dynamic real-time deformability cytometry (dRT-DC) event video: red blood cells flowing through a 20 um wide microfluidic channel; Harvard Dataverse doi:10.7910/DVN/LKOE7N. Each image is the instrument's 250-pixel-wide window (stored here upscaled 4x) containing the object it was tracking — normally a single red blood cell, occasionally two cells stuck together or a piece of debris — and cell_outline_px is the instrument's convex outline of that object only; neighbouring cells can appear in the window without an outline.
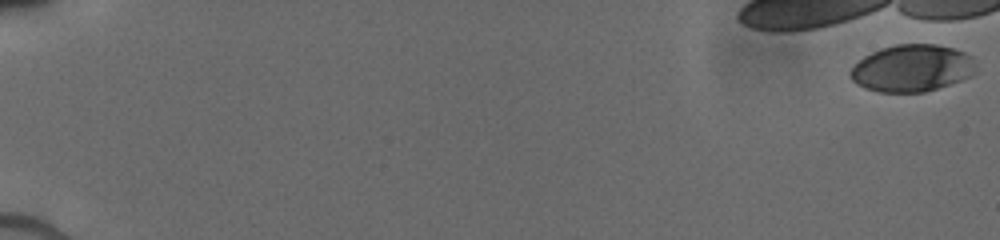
{"species": "human", "species_latin": "Homo sapiens", "temperature_condition": "cold", "stored_images_in_passage": 2, "camera_frame_rate_fps": 3000, "um_per_image_px": 0.085, "donor": {"sex": "male"}, "frame": {"image": 1, "passage_image": 1, "time_ms": 0.0, "image_size_px": [1000, 240], "cell_outline_px": [[972, 76], [924, 92], [880, 92], [864, 88], [856, 84], [848, 76], [848, 72], [864, 56], [880, 48], [896, 44], [936, 44], [952, 48], [964, 52], [968, 56], [972, 72]], "centroid_in_image_um": [77.41, 5.8], "position_along_channel_um": 7.6, "area_um2": 33.87}}